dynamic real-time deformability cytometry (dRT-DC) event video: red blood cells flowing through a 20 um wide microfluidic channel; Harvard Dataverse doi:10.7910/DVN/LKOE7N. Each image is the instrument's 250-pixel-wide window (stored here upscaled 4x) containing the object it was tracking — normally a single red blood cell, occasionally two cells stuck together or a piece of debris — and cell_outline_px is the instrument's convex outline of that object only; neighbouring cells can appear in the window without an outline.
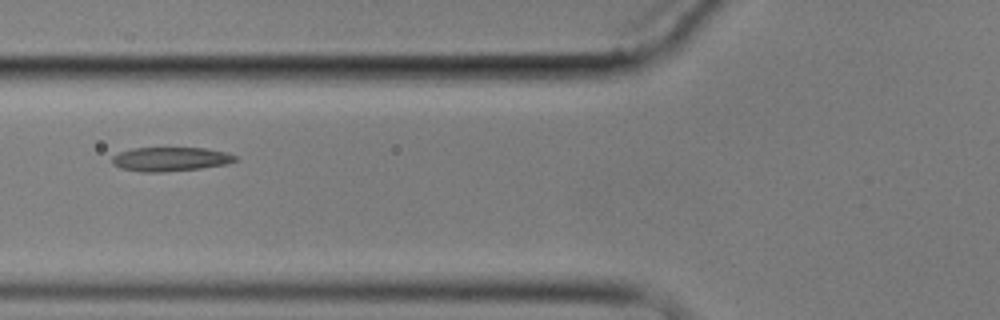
{"species": "common noctule bat (a hibernating species)", "species_latin": "Nyctalus noctula", "temperature_condition": "cold", "stored_images_in_passage": 4, "camera_frame_rate_fps": 3000, "um_per_image_px": 0.085, "animal": {"sex": "male", "body_mass_g": 17.9}, "frame": {"image": 1, "passage_image": 3, "time_ms": 2.0, "image_size_px": [1000, 320], "cell_outline_px": [[236, 160], [228, 164], [200, 168], [164, 172], [140, 172], [120, 168], [112, 164], [112, 156], [120, 152], [132, 148], [204, 148], [224, 152], [236, 156]], "centroid_in_image_um": [14.44, 13.53], "position_along_channel_um": 111.4, "area_um2": 17.22}}
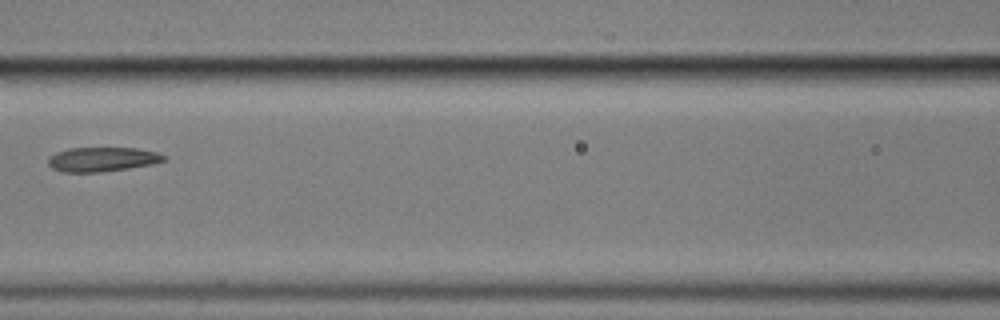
{"frame": {"image": 2, "passage_image": 4, "time_ms": 3.333, "image_size_px": [1000, 320], "cell_outline_px": [[168, 160], [152, 164], [128, 168], [100, 172], [60, 172], [52, 168], [48, 164], [48, 156], [56, 152], [68, 148], [136, 148], [156, 152], [168, 156]], "centroid_in_image_um": [8.69, 13.54], "position_along_channel_um": 157.9, "area_um2": 16.59}}